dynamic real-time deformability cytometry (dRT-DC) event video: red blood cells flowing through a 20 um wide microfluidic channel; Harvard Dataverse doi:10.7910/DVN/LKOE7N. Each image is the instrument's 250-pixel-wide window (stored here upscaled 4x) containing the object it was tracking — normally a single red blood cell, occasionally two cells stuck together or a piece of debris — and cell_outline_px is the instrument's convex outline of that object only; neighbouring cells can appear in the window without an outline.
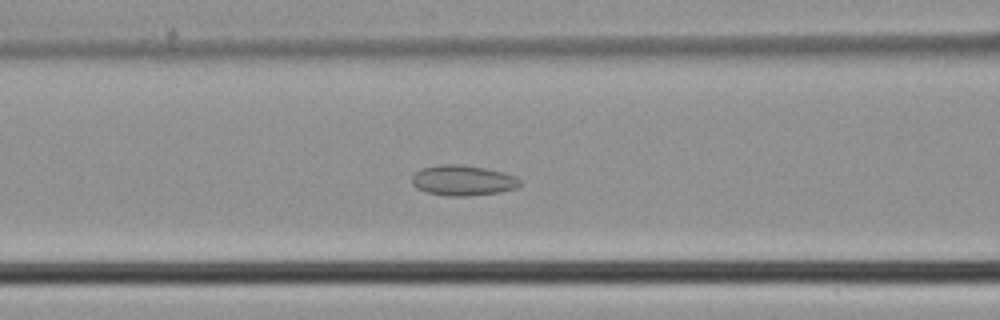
{"species": "common noctule bat (a hibernating species)", "species_latin": "Nyctalus noctula", "temperature_condition": "cold", "stored_images_in_passage": 47, "camera_frame_rate_fps": 3000, "um_per_image_px": 0.085, "animal": {"sex": "male", "body_mass_g": 21.5, "forearm_length_mm": 52.0}, "frame": {"image": 1, "passage_image": 20, "time_ms": 6.333, "image_size_px": [1000, 320], "cell_outline_px": [[520, 184], [516, 188], [500, 192], [468, 196], [448, 196], [424, 192], [416, 188], [412, 184], [412, 176], [420, 168], [440, 164], [456, 164], [484, 168], [504, 172], [516, 176], [520, 180]], "centroid_in_image_um": [39.32, 15.34], "position_along_channel_um": 127.3, "area_um2": 19.25}}
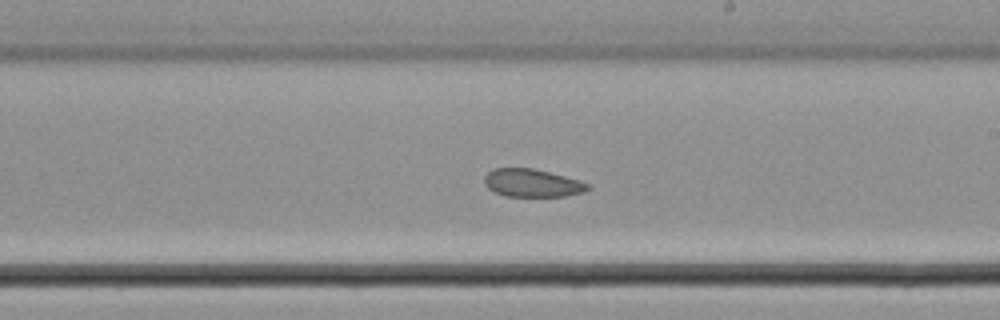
{"frame": {"image": 2, "passage_image": 28, "time_ms": 9.0, "image_size_px": [1000, 320], "cell_outline_px": [[592, 188], [584, 192], [564, 196], [504, 196], [488, 188], [484, 184], [484, 176], [492, 168], [532, 168], [580, 180], [588, 184]], "centroid_in_image_um": [45.23, 15.55], "position_along_channel_um": 243.8, "area_um2": 16.82}}
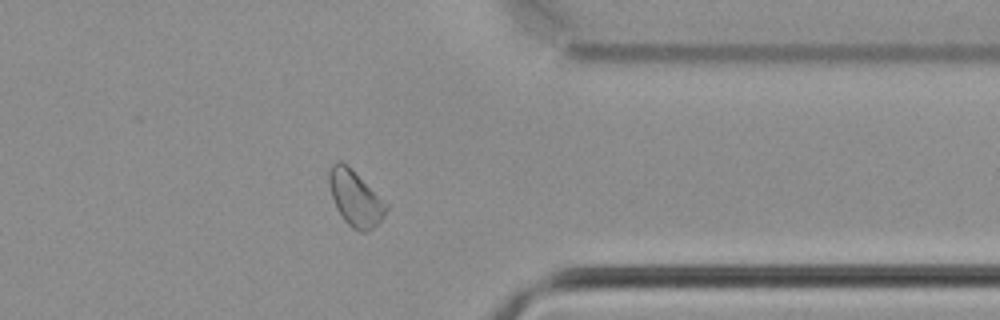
{"frame": {"image": 3, "passage_image": 38, "time_ms": 12.333, "image_size_px": [1000, 320], "cell_outline_px": [[388, 208], [384, 216], [372, 228], [364, 232], [360, 232], [352, 228], [344, 220], [336, 208], [328, 184], [328, 172], [332, 164], [336, 160], [340, 160], [348, 164], [388, 204]], "centroid_in_image_um": [30.18, 16.81], "position_along_channel_um": 381.2, "area_um2": 18.61}}